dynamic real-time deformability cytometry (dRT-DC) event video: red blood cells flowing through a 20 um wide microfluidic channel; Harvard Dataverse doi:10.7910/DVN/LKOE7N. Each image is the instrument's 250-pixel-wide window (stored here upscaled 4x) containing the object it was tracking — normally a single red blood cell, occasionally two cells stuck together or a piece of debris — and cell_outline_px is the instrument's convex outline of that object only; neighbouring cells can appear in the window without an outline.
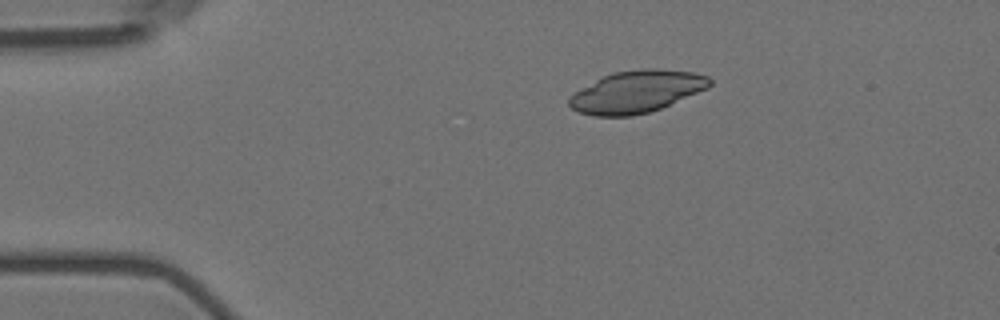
{"species": "Egyptian fruit bat (a non-hibernating species)", "species_latin": "Rousettus aegyptiacus", "temperature_condition": "room temperature", "stored_images_in_passage": 48, "camera_frame_rate_fps": 3000, "um_per_image_px": 0.085, "animal": {"sex": "female"}, "frame": {"image": 1, "passage_image": 3, "time_ms": 0.667, "image_size_px": [1000, 320], "cell_outline_px": [[712, 84], [708, 88], [660, 108], [648, 112], [632, 116], [592, 116], [580, 112], [572, 108], [568, 104], [568, 100], [576, 92], [596, 80], [612, 72], [644, 68], [656, 68], [696, 72], [708, 76], [712, 80]], "centroid_in_image_um": [54.15, 7.78], "position_along_channel_um": 30.8, "area_um2": 34.28}}